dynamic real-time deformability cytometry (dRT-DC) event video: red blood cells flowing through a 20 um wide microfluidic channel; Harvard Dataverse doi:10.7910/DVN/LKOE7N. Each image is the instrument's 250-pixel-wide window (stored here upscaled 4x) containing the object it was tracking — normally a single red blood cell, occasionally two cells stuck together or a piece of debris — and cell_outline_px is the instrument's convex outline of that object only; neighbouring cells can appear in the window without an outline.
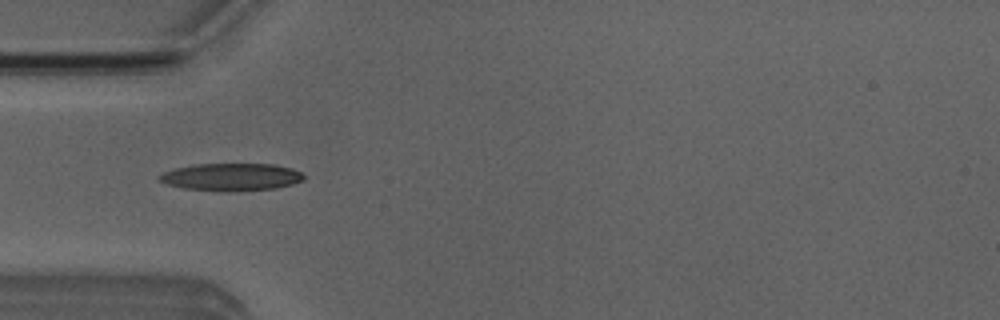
{"species": "Egyptian fruit bat (a non-hibernating species)", "species_latin": "Rousettus aegyptiacus", "temperature_condition": "room temperature", "stored_images_in_passage": 50, "camera_frame_rate_fps": 3000, "um_per_image_px": 0.085, "animal": {"sex": "male"}, "frame": {"image": 1, "passage_image": 15, "time_ms": 4.667, "image_size_px": [1000, 320], "cell_outline_px": [[304, 180], [292, 184], [276, 188], [232, 192], [224, 192], [184, 188], [168, 184], [156, 180], [156, 176], [164, 172], [176, 168], [196, 164], [272, 164], [292, 168], [300, 172], [304, 176]], "centroid_in_image_um": [19.64, 15.05], "position_along_channel_um": 65.4, "area_um2": 23.29}}
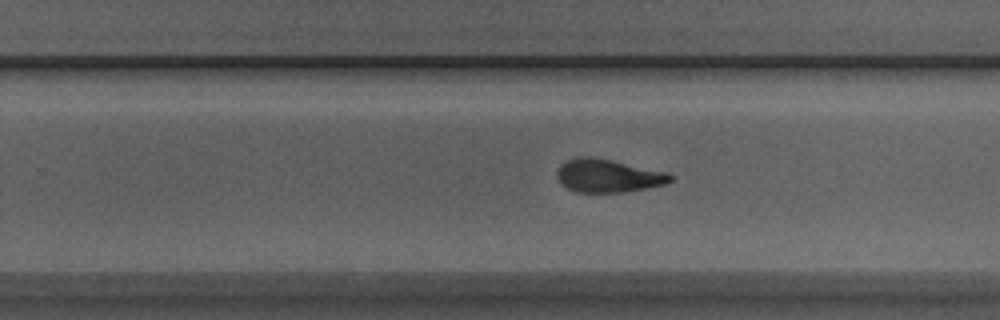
{"frame": {"image": 2, "passage_image": 31, "time_ms": 10.0, "image_size_px": [1000, 320], "cell_outline_px": [[672, 180], [668, 184], [624, 192], [576, 192], [560, 184], [556, 176], [556, 172], [560, 164], [564, 160], [576, 156], [588, 156], [612, 160], [668, 172], [672, 176]], "centroid_in_image_um": [51.65, 14.93], "position_along_channel_um": 278.2, "area_um2": 22.2}}
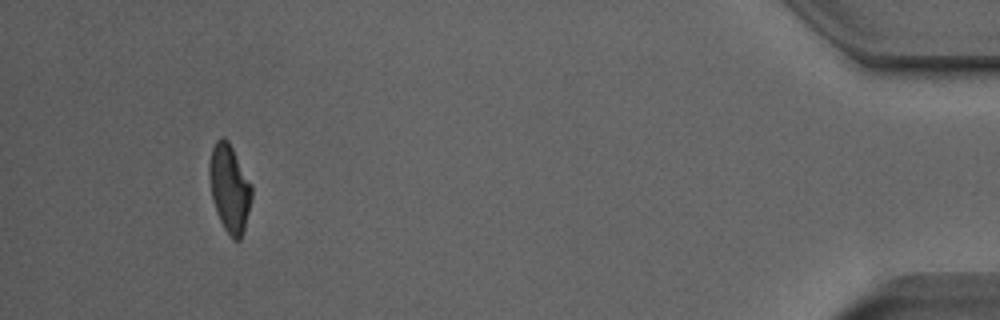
{"frame": {"image": 3, "passage_image": 47, "time_ms": 15.333, "image_size_px": [1000, 320], "cell_outline_px": [[252, 196], [244, 228], [240, 240], [232, 240], [224, 228], [216, 212], [212, 196], [208, 176], [208, 164], [212, 148], [216, 140], [220, 136], [224, 136], [228, 140], [252, 184]], "centroid_in_image_um": [19.49, 15.97], "position_along_channel_um": 415.7, "area_um2": 21.73}, "authors_computed_cell_mechanics": {"area_um2": 22.1663, "velocity_mm_per_s": 4.0004, "shape_relaxation_time_tau1_ms": 6.5615, "shape_relaxation_time_tau2_ms": 1.9625, "deformation_change_tau1": 0.2099, "deformation_change_tau2": 0.0963}}